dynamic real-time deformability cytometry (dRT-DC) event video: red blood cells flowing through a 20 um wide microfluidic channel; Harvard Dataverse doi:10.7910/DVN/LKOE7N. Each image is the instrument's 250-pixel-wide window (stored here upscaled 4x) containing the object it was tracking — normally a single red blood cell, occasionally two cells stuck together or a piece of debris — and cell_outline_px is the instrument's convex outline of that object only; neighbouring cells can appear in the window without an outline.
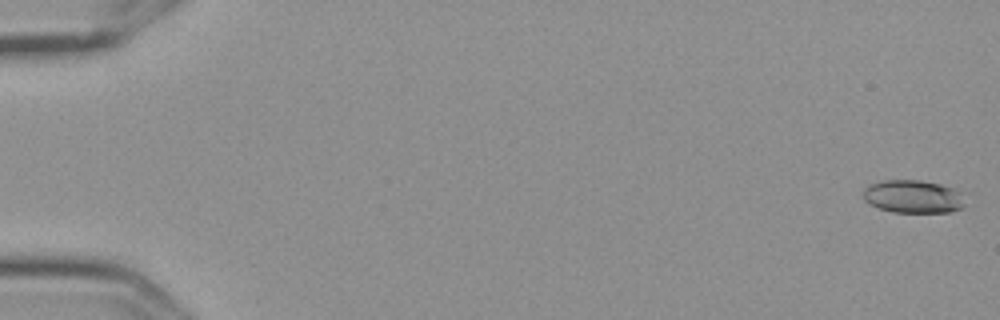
{"species": "Egyptian fruit bat (a non-hibernating species)", "species_latin": "Rousettus aegyptiacus", "temperature_condition": "cold", "stored_images_in_passage": 57, "camera_frame_rate_fps": 3000, "um_per_image_px": 0.085, "frame": {"image": 1, "passage_image": 1, "time_ms": 0.0, "image_size_px": [1000, 320], "cell_outline_px": [[964, 208], [948, 212], [892, 212], [880, 208], [864, 200], [864, 188], [868, 184], [884, 180], [920, 180], [940, 184], [952, 188], [956, 192], [964, 204]], "centroid_in_image_um": [77.56, 16.7], "position_along_channel_um": 7.4, "area_um2": 19.25}}
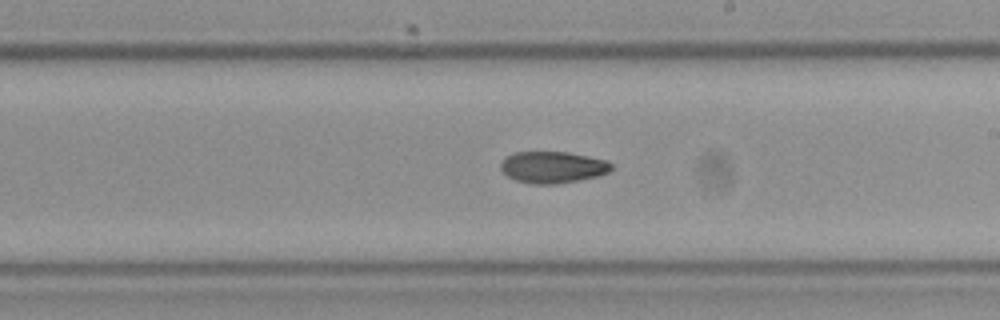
{"frame": {"image": 2, "passage_image": 34, "time_ms": 11.0, "image_size_px": [1000, 320], "cell_outline_px": [[612, 168], [608, 172], [596, 176], [556, 184], [532, 184], [516, 180], [508, 176], [500, 168], [500, 164], [512, 152], [568, 152], [608, 160], [612, 164]], "centroid_in_image_um": [46.98, 14.2], "position_along_channel_um": 242.0, "area_um2": 20.23}}
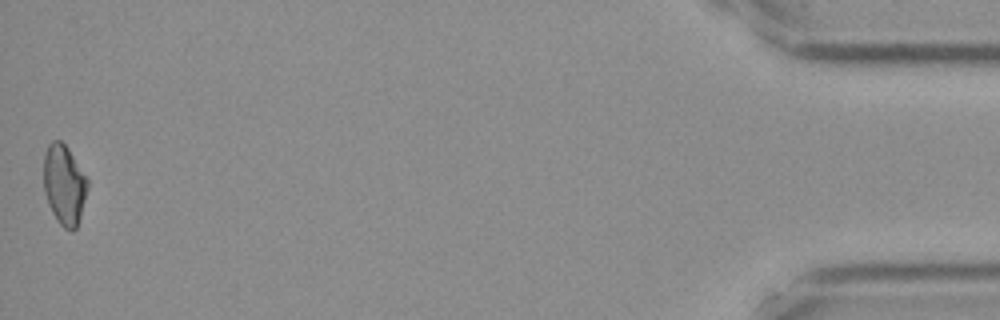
{"frame": {"image": 3, "passage_image": 57, "time_ms": 18.667, "image_size_px": [1000, 320], "cell_outline_px": [[88, 188], [80, 216], [76, 228], [72, 232], [64, 228], [60, 224], [52, 212], [48, 204], [44, 192], [44, 156], [48, 144], [52, 140], [60, 140], [68, 148], [88, 180]], "centroid_in_image_um": [5.45, 15.7], "position_along_channel_um": 429.8, "area_um2": 20.35}}